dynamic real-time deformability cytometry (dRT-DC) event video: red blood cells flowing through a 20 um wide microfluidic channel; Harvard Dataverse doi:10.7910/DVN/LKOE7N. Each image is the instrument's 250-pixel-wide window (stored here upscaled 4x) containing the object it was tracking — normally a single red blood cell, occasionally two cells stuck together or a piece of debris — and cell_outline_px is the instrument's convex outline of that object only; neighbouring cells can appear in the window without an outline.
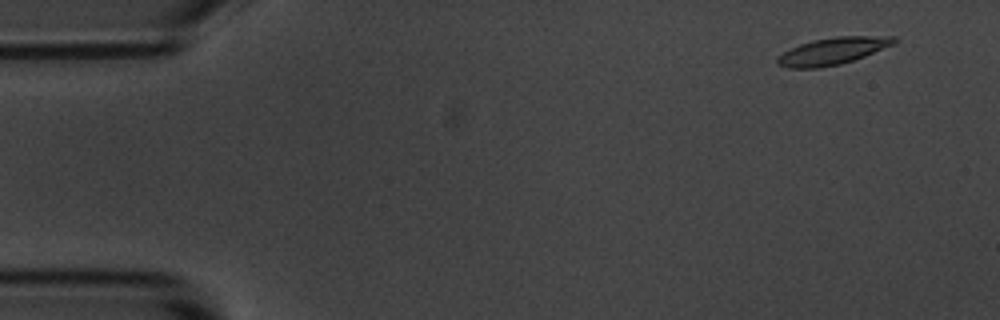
{"species": "common noctule bat (a hibernating species)", "species_latin": "Nyctalus noctula", "temperature_condition": "room temperature", "stored_images_in_passage": 17, "camera_frame_rate_fps": 3000, "um_per_image_px": 0.085, "animal": {"sex": "male", "body_mass_g": 20.1, "forearm_length_mm": 53.5}, "frame": {"image": 1, "passage_image": 4, "time_ms": 1.0, "image_size_px": [1000, 320], "cell_outline_px": [[896, 40], [892, 44], [864, 56], [840, 64], [820, 68], [788, 68], [776, 64], [776, 60], [784, 52], [800, 44], [812, 40], [836, 36], [896, 36]], "centroid_in_image_um": [70.74, 4.34], "position_along_channel_um": 14.3, "area_um2": 18.09}}
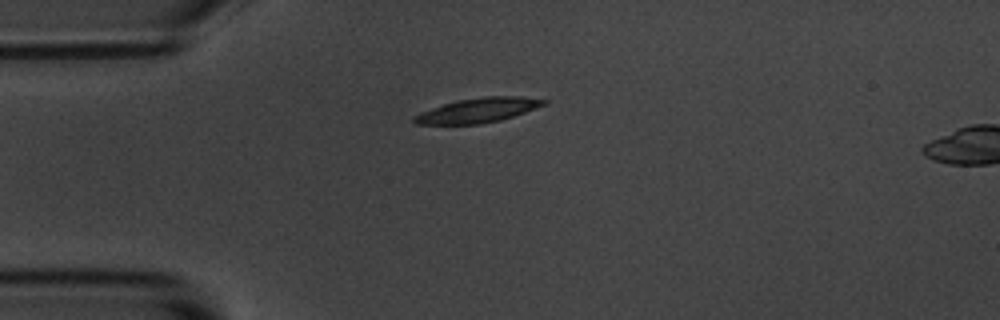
{"frame": {"image": 2, "passage_image": 14, "time_ms": 4.333, "image_size_px": [1000, 320], "cell_outline_px": [[548, 100], [544, 104], [524, 112], [500, 120], [480, 124], [416, 124], [412, 120], [412, 116], [420, 112], [444, 104], [460, 100], [484, 96], [520, 96]], "centroid_in_image_um": [40.59, 9.37], "position_along_channel_um": 44.4, "area_um2": 18.26}}